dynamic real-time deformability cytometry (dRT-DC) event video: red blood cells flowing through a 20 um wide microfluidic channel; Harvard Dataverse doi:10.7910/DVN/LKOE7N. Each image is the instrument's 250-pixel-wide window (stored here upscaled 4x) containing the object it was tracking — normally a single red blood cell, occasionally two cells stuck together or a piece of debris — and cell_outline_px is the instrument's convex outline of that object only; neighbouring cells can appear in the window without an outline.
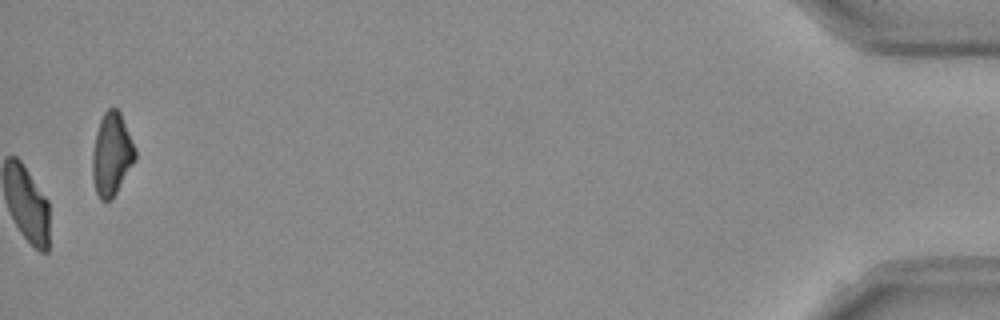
{"species": "Egyptian fruit bat (a non-hibernating species)", "species_latin": "Rousettus aegyptiacus", "temperature_condition": "room temperature", "stored_images_in_passage": 38, "camera_frame_rate_fps": 3000, "um_per_image_px": 0.085, "frame": {"image": 1, "passage_image": 38, "time_ms": 12.333, "image_size_px": [1000, 320], "cell_outline_px": [[136, 160], [116, 192], [108, 200], [100, 200], [96, 192], [92, 176], [92, 152], [96, 132], [100, 120], [104, 112], [108, 108], [116, 108], [120, 112], [136, 148]], "centroid_in_image_um": [9.49, 13.09], "position_along_channel_um": 425.7, "area_um2": 20.58}, "authors_computed_cell_mechanics": {"area_um2": 22.1374, "velocity_mm_per_s": 3.9418, "shape_relaxation_time_tau1_ms": 4.8121, "shape_relaxation_time_tau2_ms": 2.2455, "deformation_change_tau1": 0.163, "deformation_change_tau2": 0.064}}